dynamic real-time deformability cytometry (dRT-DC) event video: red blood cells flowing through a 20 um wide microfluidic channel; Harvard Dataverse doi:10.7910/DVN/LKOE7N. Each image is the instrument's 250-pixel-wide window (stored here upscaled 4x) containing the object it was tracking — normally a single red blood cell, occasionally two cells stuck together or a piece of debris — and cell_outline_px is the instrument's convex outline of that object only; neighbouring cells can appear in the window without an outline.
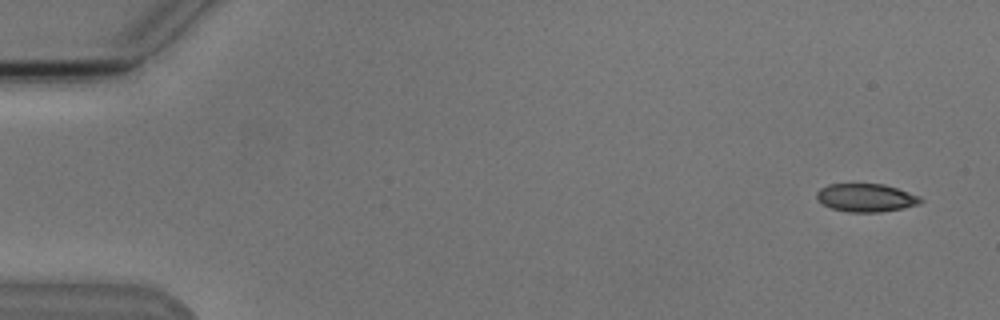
{"species": "Egyptian fruit bat (a non-hibernating species)", "species_latin": "Rousettus aegyptiacus", "temperature_condition": "cold", "stored_images_in_passage": 5, "camera_frame_rate_fps": 3000, "um_per_image_px": 0.085, "animal": {"sex": "male"}, "frame": {"image": 1, "passage_image": 1, "time_ms": 0.0, "image_size_px": [1000, 320], "cell_outline_px": [[924, 200], [920, 204], [904, 208], [880, 212], [848, 212], [832, 208], [824, 204], [816, 196], [816, 192], [820, 188], [828, 184], [884, 184], [920, 196]], "centroid_in_image_um": [73.64, 16.81], "position_along_channel_um": 11.4, "area_um2": 16.99}}
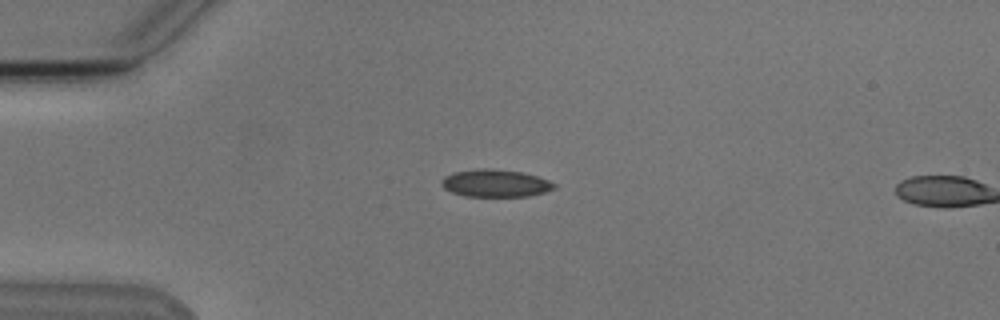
{"frame": {"image": 2, "passage_image": 4, "time_ms": 3.667, "image_size_px": [1000, 320], "cell_outline_px": [[556, 188], [544, 192], [528, 196], [464, 196], [452, 192], [444, 188], [440, 184], [440, 180], [444, 176], [452, 172], [480, 168], [492, 168], [520, 172], [536, 176], [548, 180], [556, 184]], "centroid_in_image_um": [42.07, 15.57], "position_along_channel_um": 42.9, "area_um2": 18.09}}